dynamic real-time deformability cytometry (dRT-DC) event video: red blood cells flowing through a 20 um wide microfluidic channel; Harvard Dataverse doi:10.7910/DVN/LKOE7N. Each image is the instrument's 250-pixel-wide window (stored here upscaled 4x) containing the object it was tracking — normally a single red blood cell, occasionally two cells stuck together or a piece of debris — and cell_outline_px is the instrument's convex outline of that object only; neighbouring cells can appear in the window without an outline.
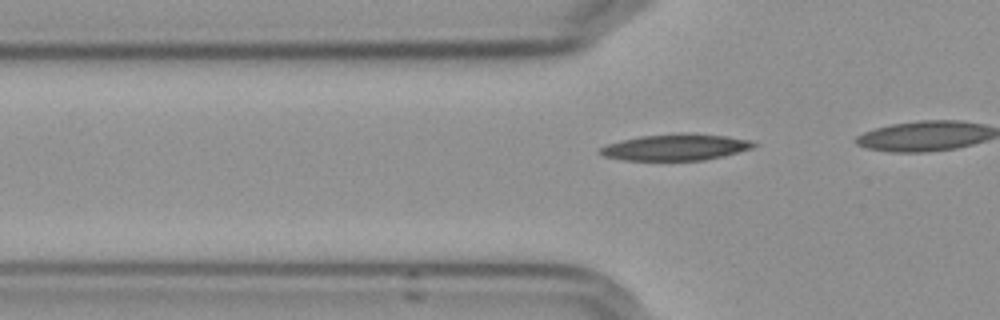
{"species": "Egyptian fruit bat (a non-hibernating species)", "species_latin": "Rousettus aegyptiacus", "temperature_condition": "cold", "stored_images_in_passage": 15, "camera_frame_rate_fps": 3000, "um_per_image_px": 0.085, "frame": {"image": 1, "passage_image": 9, "time_ms": 2.667, "image_size_px": [1000, 320], "cell_outline_px": [[756, 144], [752, 148], [724, 156], [704, 160], [620, 160], [604, 156], [596, 152], [600, 148], [608, 144], [620, 140], [640, 136], [680, 132], [688, 132], [728, 136], [748, 140]], "centroid_in_image_um": [57.39, 12.5], "position_along_channel_um": 68.4, "area_um2": 23.81}}
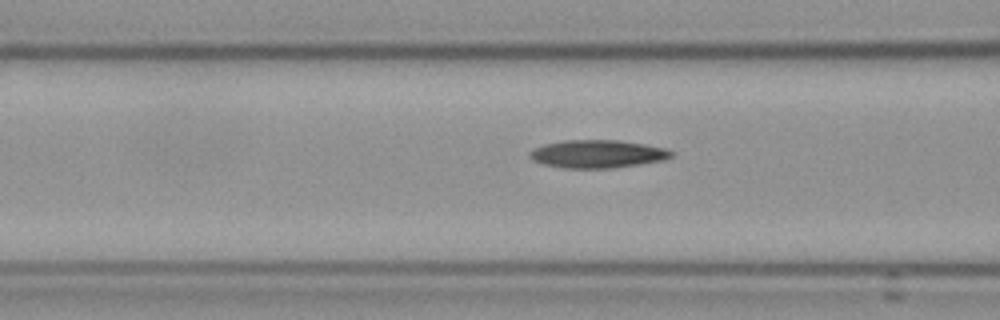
{"frame": {"image": 2, "passage_image": 13, "time_ms": 4.0, "image_size_px": [1000, 320], "cell_outline_px": [[676, 152], [672, 156], [664, 160], [640, 164], [612, 168], [564, 168], [544, 164], [532, 160], [528, 156], [528, 152], [532, 148], [544, 144], [560, 140], [620, 140], [644, 144], [664, 148]], "centroid_in_image_um": [50.76, 13.08], "position_along_channel_um": 115.8, "area_um2": 23.29}}